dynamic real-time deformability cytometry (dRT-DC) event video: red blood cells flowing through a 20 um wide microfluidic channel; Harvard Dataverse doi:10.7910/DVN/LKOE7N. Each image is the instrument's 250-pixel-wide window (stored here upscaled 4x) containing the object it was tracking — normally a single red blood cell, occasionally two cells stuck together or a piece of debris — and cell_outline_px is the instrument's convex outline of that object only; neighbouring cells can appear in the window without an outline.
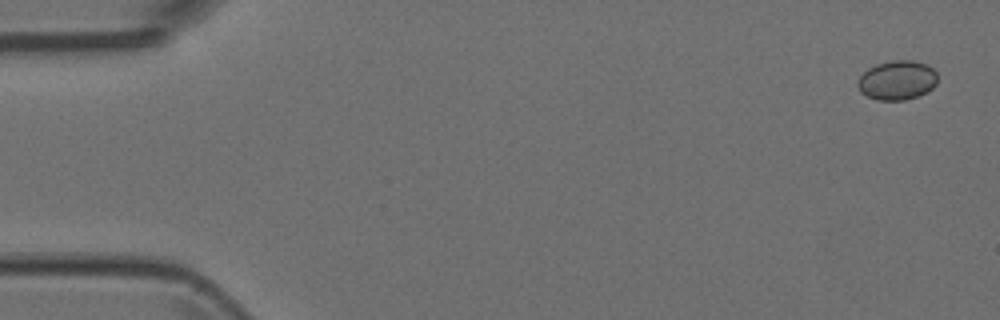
{"species": "Egyptian fruit bat (a non-hibernating species)", "species_latin": "Rousettus aegyptiacus", "temperature_condition": "room temperature", "stored_images_in_passage": 4, "camera_frame_rate_fps": 3000, "um_per_image_px": 0.085, "animal": {"sex": "female"}, "frame": {"image": 1, "passage_image": 1, "time_ms": 0.0, "image_size_px": [1000, 320], "cell_outline_px": [[936, 84], [928, 92], [904, 100], [876, 100], [860, 92], [856, 84], [856, 80], [868, 68], [876, 64], [892, 60], [912, 60], [928, 64], [936, 72]], "centroid_in_image_um": [76.24, 6.81], "position_along_channel_um": 8.8, "area_um2": 18.44}}
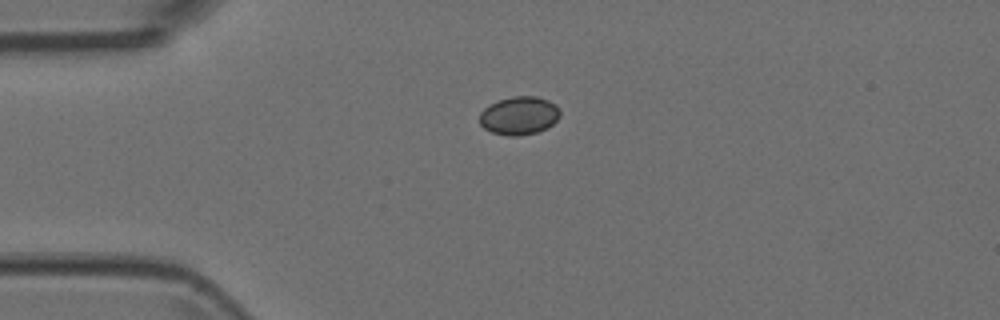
{"frame": {"image": 2, "passage_image": 4, "time_ms": 1.0, "image_size_px": [1000, 320], "cell_outline_px": [[560, 116], [548, 128], [536, 132], [520, 136], [508, 136], [492, 132], [484, 128], [480, 124], [480, 112], [484, 108], [500, 100], [512, 96], [536, 96], [548, 100], [556, 104], [560, 112]], "centroid_in_image_um": [44.14, 9.83], "position_along_channel_um": 40.9, "area_um2": 17.92}}